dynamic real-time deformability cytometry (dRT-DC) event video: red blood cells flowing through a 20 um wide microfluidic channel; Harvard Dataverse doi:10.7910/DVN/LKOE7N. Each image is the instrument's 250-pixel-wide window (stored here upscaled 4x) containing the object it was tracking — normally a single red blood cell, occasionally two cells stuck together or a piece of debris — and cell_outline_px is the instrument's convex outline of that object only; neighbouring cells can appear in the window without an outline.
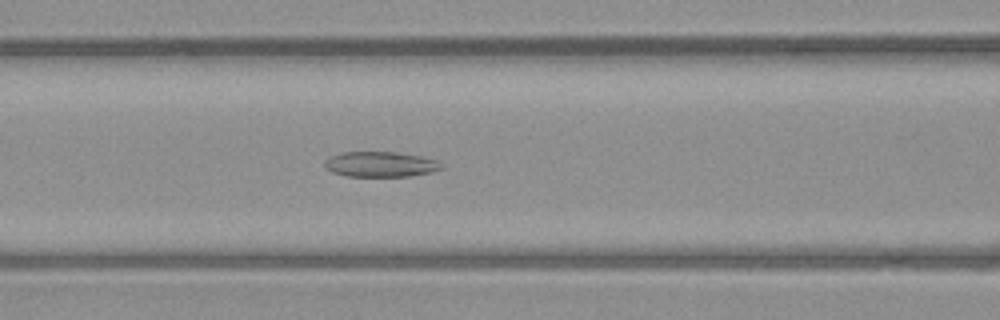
{"species": "common noctule bat (a hibernating species)", "species_latin": "Nyctalus noctula", "temperature_condition": "warm", "stored_images_in_passage": 32, "camera_frame_rate_fps": 3000, "um_per_image_px": 0.085, "animal": {"sex": "male", "body_mass_g": 23.1, "forearm_length_mm": 52.7}, "frame": {"image": 1, "passage_image": 9, "time_ms": 2.667, "image_size_px": [1000, 320], "cell_outline_px": [[444, 168], [432, 172], [408, 176], [348, 176], [332, 172], [324, 168], [324, 160], [340, 152], [396, 152], [420, 156], [440, 160], [444, 164]], "centroid_in_image_um": [32.38, 13.96], "position_along_channel_um": 134.2, "area_um2": 17.4}}
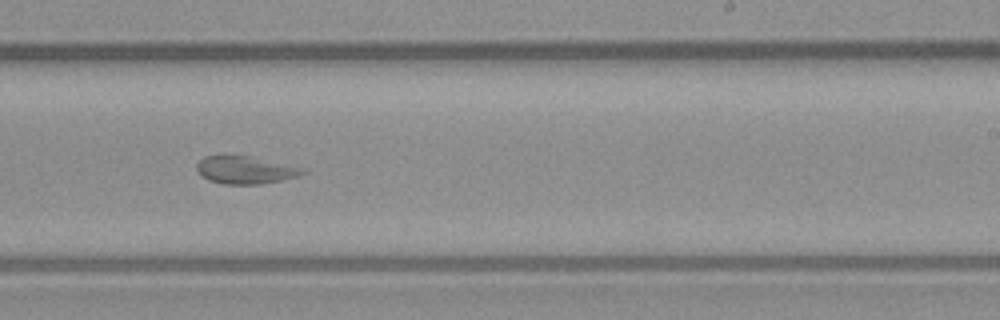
{"frame": {"image": 2, "passage_image": 19, "time_ms": 6.0, "image_size_px": [1000, 320], "cell_outline_px": [[308, 172], [296, 176], [280, 180], [260, 184], [224, 184], [208, 180], [200, 176], [196, 172], [196, 164], [204, 156], [220, 152], [232, 152], [252, 156], [304, 168]], "centroid_in_image_um": [20.74, 14.38], "position_along_channel_um": 268.3, "area_um2": 17.92}}
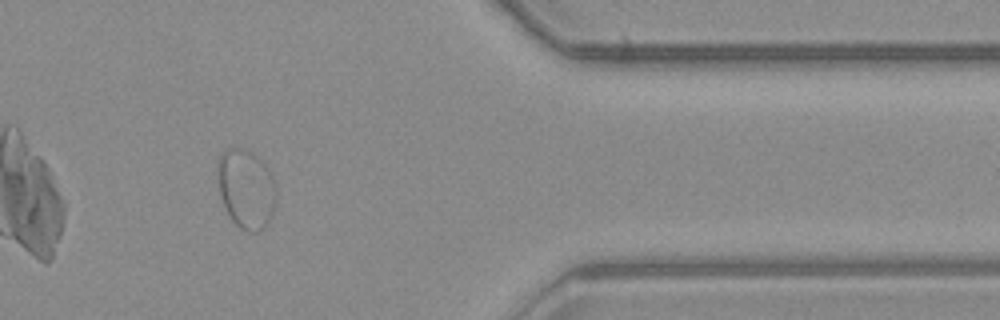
{"frame": {"image": 3, "passage_image": 30, "time_ms": 9.667, "image_size_px": [1000, 320], "cell_outline_px": [[276, 204], [272, 216], [268, 224], [260, 232], [248, 232], [240, 228], [232, 220], [224, 208], [220, 196], [216, 164], [220, 152], [228, 148], [244, 148], [252, 152], [268, 168], [276, 180]], "centroid_in_image_um": [20.93, 16.05], "position_along_channel_um": 390.5, "area_um2": 27.8}}